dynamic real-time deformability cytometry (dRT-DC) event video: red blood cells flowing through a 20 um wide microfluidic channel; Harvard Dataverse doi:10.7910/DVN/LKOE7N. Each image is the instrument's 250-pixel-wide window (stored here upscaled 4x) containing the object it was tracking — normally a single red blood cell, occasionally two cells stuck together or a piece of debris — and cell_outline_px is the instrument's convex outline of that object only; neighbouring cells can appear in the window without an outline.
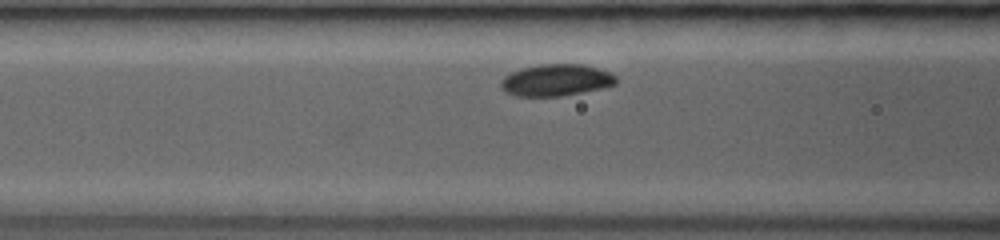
{"species": "common noctule bat (a hibernating species)", "species_latin": "Nyctalus noctula", "temperature_condition": "room temperature", "stored_images_in_passage": 9, "camera_frame_rate_fps": 3000, "um_per_image_px": 0.085, "animal": {"sex": "female", "body_mass_g": 19.0, "forearm_length_mm": 53.3}, "frame": {"image": 1, "passage_image": 9, "time_ms": 2.0, "image_size_px": [1000, 240], "cell_outline_px": [[616, 84], [608, 88], [564, 96], [516, 96], [504, 92], [500, 88], [500, 80], [508, 72], [520, 68], [536, 64], [584, 64], [600, 68], [616, 76]], "centroid_in_image_um": [47.26, 6.81], "position_along_channel_um": 119.3, "area_um2": 22.02}}